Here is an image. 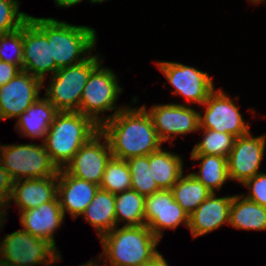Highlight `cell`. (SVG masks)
Wrapping results in <instances>:
<instances>
[{"label":"cell","instance_id":"6da1fadb","mask_svg":"<svg viewBox=\"0 0 266 266\" xmlns=\"http://www.w3.org/2000/svg\"><path fill=\"white\" fill-rule=\"evenodd\" d=\"M100 132L108 140L112 157L122 160L149 155L162 145L146 106L125 107L104 122Z\"/></svg>","mask_w":266,"mask_h":266},{"label":"cell","instance_id":"7a4b0ae2","mask_svg":"<svg viewBox=\"0 0 266 266\" xmlns=\"http://www.w3.org/2000/svg\"><path fill=\"white\" fill-rule=\"evenodd\" d=\"M29 20L51 42V58L58 69L79 64L91 56L97 39L95 29L71 25L54 18L30 16Z\"/></svg>","mask_w":266,"mask_h":266},{"label":"cell","instance_id":"3957f363","mask_svg":"<svg viewBox=\"0 0 266 266\" xmlns=\"http://www.w3.org/2000/svg\"><path fill=\"white\" fill-rule=\"evenodd\" d=\"M99 131L100 126L80 112H58L43 144L57 169H64L81 146Z\"/></svg>","mask_w":266,"mask_h":266},{"label":"cell","instance_id":"277c9868","mask_svg":"<svg viewBox=\"0 0 266 266\" xmlns=\"http://www.w3.org/2000/svg\"><path fill=\"white\" fill-rule=\"evenodd\" d=\"M103 252L110 266H144L157 253L159 239L146 226L114 227L100 238ZM105 254V255H104Z\"/></svg>","mask_w":266,"mask_h":266},{"label":"cell","instance_id":"5b68a950","mask_svg":"<svg viewBox=\"0 0 266 266\" xmlns=\"http://www.w3.org/2000/svg\"><path fill=\"white\" fill-rule=\"evenodd\" d=\"M101 62L98 55L91 54L79 64L58 69L50 77L45 97L58 112H77L88 78Z\"/></svg>","mask_w":266,"mask_h":266},{"label":"cell","instance_id":"8992f818","mask_svg":"<svg viewBox=\"0 0 266 266\" xmlns=\"http://www.w3.org/2000/svg\"><path fill=\"white\" fill-rule=\"evenodd\" d=\"M101 65L102 62L91 72L83 89L77 111L92 119L98 126L125 108H119L115 105L118 95L122 92L116 75L112 70ZM112 110H115L113 114L100 118V112Z\"/></svg>","mask_w":266,"mask_h":266},{"label":"cell","instance_id":"52a82bcc","mask_svg":"<svg viewBox=\"0 0 266 266\" xmlns=\"http://www.w3.org/2000/svg\"><path fill=\"white\" fill-rule=\"evenodd\" d=\"M0 163L14 181L58 176L44 144L0 145Z\"/></svg>","mask_w":266,"mask_h":266},{"label":"cell","instance_id":"ba28073f","mask_svg":"<svg viewBox=\"0 0 266 266\" xmlns=\"http://www.w3.org/2000/svg\"><path fill=\"white\" fill-rule=\"evenodd\" d=\"M53 243L20 229L8 234L0 244V257L13 266H33L60 261L61 255Z\"/></svg>","mask_w":266,"mask_h":266},{"label":"cell","instance_id":"9c48e42d","mask_svg":"<svg viewBox=\"0 0 266 266\" xmlns=\"http://www.w3.org/2000/svg\"><path fill=\"white\" fill-rule=\"evenodd\" d=\"M206 110L199 113V128L216 130L241 137L250 132L238 107L223 91L214 90L202 104Z\"/></svg>","mask_w":266,"mask_h":266},{"label":"cell","instance_id":"30bf717a","mask_svg":"<svg viewBox=\"0 0 266 266\" xmlns=\"http://www.w3.org/2000/svg\"><path fill=\"white\" fill-rule=\"evenodd\" d=\"M156 64L175 88L174 94L184 96L188 103L196 102L202 105L215 90L212 78L207 72L177 62L160 61Z\"/></svg>","mask_w":266,"mask_h":266},{"label":"cell","instance_id":"8fae6325","mask_svg":"<svg viewBox=\"0 0 266 266\" xmlns=\"http://www.w3.org/2000/svg\"><path fill=\"white\" fill-rule=\"evenodd\" d=\"M104 139V143L100 141ZM112 153L107 138L99 131L73 156L64 170L77 178L100 185Z\"/></svg>","mask_w":266,"mask_h":266},{"label":"cell","instance_id":"7c38bea8","mask_svg":"<svg viewBox=\"0 0 266 266\" xmlns=\"http://www.w3.org/2000/svg\"><path fill=\"white\" fill-rule=\"evenodd\" d=\"M144 205L145 225L159 240L164 229H176L181 223L189 225V215L174 200L170 189L145 196Z\"/></svg>","mask_w":266,"mask_h":266},{"label":"cell","instance_id":"4fadbf2b","mask_svg":"<svg viewBox=\"0 0 266 266\" xmlns=\"http://www.w3.org/2000/svg\"><path fill=\"white\" fill-rule=\"evenodd\" d=\"M161 142L199 129V113L185 104L154 105L147 111Z\"/></svg>","mask_w":266,"mask_h":266},{"label":"cell","instance_id":"5bb4252c","mask_svg":"<svg viewBox=\"0 0 266 266\" xmlns=\"http://www.w3.org/2000/svg\"><path fill=\"white\" fill-rule=\"evenodd\" d=\"M42 87L40 79L24 71L0 86V120L18 118L39 98Z\"/></svg>","mask_w":266,"mask_h":266},{"label":"cell","instance_id":"9a60e30c","mask_svg":"<svg viewBox=\"0 0 266 266\" xmlns=\"http://www.w3.org/2000/svg\"><path fill=\"white\" fill-rule=\"evenodd\" d=\"M266 136H251V133L237 137L228 158L230 180L243 184L246 180L260 173L259 166L264 156Z\"/></svg>","mask_w":266,"mask_h":266},{"label":"cell","instance_id":"2e32d148","mask_svg":"<svg viewBox=\"0 0 266 266\" xmlns=\"http://www.w3.org/2000/svg\"><path fill=\"white\" fill-rule=\"evenodd\" d=\"M58 70L51 58V42L28 20L23 25V62L22 71L40 79L43 84L47 72L52 75Z\"/></svg>","mask_w":266,"mask_h":266},{"label":"cell","instance_id":"e0dca14e","mask_svg":"<svg viewBox=\"0 0 266 266\" xmlns=\"http://www.w3.org/2000/svg\"><path fill=\"white\" fill-rule=\"evenodd\" d=\"M57 197L63 214L70 213L74 219L80 216L91 203L99 185L58 170Z\"/></svg>","mask_w":266,"mask_h":266},{"label":"cell","instance_id":"ac0fdd59","mask_svg":"<svg viewBox=\"0 0 266 266\" xmlns=\"http://www.w3.org/2000/svg\"><path fill=\"white\" fill-rule=\"evenodd\" d=\"M232 197H216L214 192L198 206L189 216L188 228L193 238L216 230L225 223L229 224Z\"/></svg>","mask_w":266,"mask_h":266},{"label":"cell","instance_id":"d6986e66","mask_svg":"<svg viewBox=\"0 0 266 266\" xmlns=\"http://www.w3.org/2000/svg\"><path fill=\"white\" fill-rule=\"evenodd\" d=\"M20 213V222L24 231L55 245L53 233L61 226L65 217L57 196L52 201L37 208L21 211Z\"/></svg>","mask_w":266,"mask_h":266},{"label":"cell","instance_id":"ffe728a7","mask_svg":"<svg viewBox=\"0 0 266 266\" xmlns=\"http://www.w3.org/2000/svg\"><path fill=\"white\" fill-rule=\"evenodd\" d=\"M57 182L58 176L14 181L9 204L14 199L20 212L37 208L57 196Z\"/></svg>","mask_w":266,"mask_h":266},{"label":"cell","instance_id":"44dd1931","mask_svg":"<svg viewBox=\"0 0 266 266\" xmlns=\"http://www.w3.org/2000/svg\"><path fill=\"white\" fill-rule=\"evenodd\" d=\"M57 113L46 97H39L18 117L15 127L23 136L44 138Z\"/></svg>","mask_w":266,"mask_h":266},{"label":"cell","instance_id":"7402d4cb","mask_svg":"<svg viewBox=\"0 0 266 266\" xmlns=\"http://www.w3.org/2000/svg\"><path fill=\"white\" fill-rule=\"evenodd\" d=\"M81 215L98 231L100 239L116 227L115 195L99 188Z\"/></svg>","mask_w":266,"mask_h":266},{"label":"cell","instance_id":"603a6c76","mask_svg":"<svg viewBox=\"0 0 266 266\" xmlns=\"http://www.w3.org/2000/svg\"><path fill=\"white\" fill-rule=\"evenodd\" d=\"M229 225L243 230H266V207L243 195H233Z\"/></svg>","mask_w":266,"mask_h":266},{"label":"cell","instance_id":"cb8c5ba5","mask_svg":"<svg viewBox=\"0 0 266 266\" xmlns=\"http://www.w3.org/2000/svg\"><path fill=\"white\" fill-rule=\"evenodd\" d=\"M149 171L160 189H171L184 172L183 161L161 147L149 154Z\"/></svg>","mask_w":266,"mask_h":266},{"label":"cell","instance_id":"d4e9b609","mask_svg":"<svg viewBox=\"0 0 266 266\" xmlns=\"http://www.w3.org/2000/svg\"><path fill=\"white\" fill-rule=\"evenodd\" d=\"M170 190L174 200L189 216L212 193L191 173L187 176L182 174Z\"/></svg>","mask_w":266,"mask_h":266},{"label":"cell","instance_id":"484cf974","mask_svg":"<svg viewBox=\"0 0 266 266\" xmlns=\"http://www.w3.org/2000/svg\"><path fill=\"white\" fill-rule=\"evenodd\" d=\"M191 159L201 160L199 173H191L212 193L228 180L227 158L218 155L191 154Z\"/></svg>","mask_w":266,"mask_h":266},{"label":"cell","instance_id":"4316f807","mask_svg":"<svg viewBox=\"0 0 266 266\" xmlns=\"http://www.w3.org/2000/svg\"><path fill=\"white\" fill-rule=\"evenodd\" d=\"M145 196L133 189L125 190L115 195L116 226L121 221L124 226L145 225L144 207Z\"/></svg>","mask_w":266,"mask_h":266},{"label":"cell","instance_id":"83f0119b","mask_svg":"<svg viewBox=\"0 0 266 266\" xmlns=\"http://www.w3.org/2000/svg\"><path fill=\"white\" fill-rule=\"evenodd\" d=\"M99 186L114 195L131 189V174L126 160L111 157Z\"/></svg>","mask_w":266,"mask_h":266},{"label":"cell","instance_id":"f1b7e54d","mask_svg":"<svg viewBox=\"0 0 266 266\" xmlns=\"http://www.w3.org/2000/svg\"><path fill=\"white\" fill-rule=\"evenodd\" d=\"M126 162L131 174V189L144 196L161 190L149 171V155L132 157Z\"/></svg>","mask_w":266,"mask_h":266},{"label":"cell","instance_id":"f546056e","mask_svg":"<svg viewBox=\"0 0 266 266\" xmlns=\"http://www.w3.org/2000/svg\"><path fill=\"white\" fill-rule=\"evenodd\" d=\"M202 141L193 147L191 154L218 155L228 158L237 137L232 134L204 129Z\"/></svg>","mask_w":266,"mask_h":266},{"label":"cell","instance_id":"4dcf8cb0","mask_svg":"<svg viewBox=\"0 0 266 266\" xmlns=\"http://www.w3.org/2000/svg\"><path fill=\"white\" fill-rule=\"evenodd\" d=\"M18 10L17 0H0V34L14 32L29 20L30 15Z\"/></svg>","mask_w":266,"mask_h":266},{"label":"cell","instance_id":"1f68e13d","mask_svg":"<svg viewBox=\"0 0 266 266\" xmlns=\"http://www.w3.org/2000/svg\"><path fill=\"white\" fill-rule=\"evenodd\" d=\"M10 45L14 52V58L6 54ZM0 61L16 65L22 71L23 26L14 32L0 34Z\"/></svg>","mask_w":266,"mask_h":266},{"label":"cell","instance_id":"d6a6232c","mask_svg":"<svg viewBox=\"0 0 266 266\" xmlns=\"http://www.w3.org/2000/svg\"><path fill=\"white\" fill-rule=\"evenodd\" d=\"M243 185L249 188L246 198L266 207V173H257L254 177L246 180Z\"/></svg>","mask_w":266,"mask_h":266},{"label":"cell","instance_id":"836d02e7","mask_svg":"<svg viewBox=\"0 0 266 266\" xmlns=\"http://www.w3.org/2000/svg\"><path fill=\"white\" fill-rule=\"evenodd\" d=\"M13 180L10 178L8 172L0 163V205L9 207L10 196L12 193Z\"/></svg>","mask_w":266,"mask_h":266},{"label":"cell","instance_id":"e575fe53","mask_svg":"<svg viewBox=\"0 0 266 266\" xmlns=\"http://www.w3.org/2000/svg\"><path fill=\"white\" fill-rule=\"evenodd\" d=\"M21 70L7 62L0 61V86L12 80Z\"/></svg>","mask_w":266,"mask_h":266},{"label":"cell","instance_id":"d590c367","mask_svg":"<svg viewBox=\"0 0 266 266\" xmlns=\"http://www.w3.org/2000/svg\"><path fill=\"white\" fill-rule=\"evenodd\" d=\"M144 266H169L165 258L158 252L147 264Z\"/></svg>","mask_w":266,"mask_h":266},{"label":"cell","instance_id":"8d00e7d4","mask_svg":"<svg viewBox=\"0 0 266 266\" xmlns=\"http://www.w3.org/2000/svg\"><path fill=\"white\" fill-rule=\"evenodd\" d=\"M59 7H70L76 5L83 0H54Z\"/></svg>","mask_w":266,"mask_h":266},{"label":"cell","instance_id":"74e56055","mask_svg":"<svg viewBox=\"0 0 266 266\" xmlns=\"http://www.w3.org/2000/svg\"><path fill=\"white\" fill-rule=\"evenodd\" d=\"M97 262L98 261H96V260H94V262H93V260H90L89 262H87L83 265H80V266H99V264L98 265L96 264Z\"/></svg>","mask_w":266,"mask_h":266},{"label":"cell","instance_id":"f35d334b","mask_svg":"<svg viewBox=\"0 0 266 266\" xmlns=\"http://www.w3.org/2000/svg\"><path fill=\"white\" fill-rule=\"evenodd\" d=\"M0 266H13V265L10 262H8V261H6L0 257Z\"/></svg>","mask_w":266,"mask_h":266},{"label":"cell","instance_id":"ab89813d","mask_svg":"<svg viewBox=\"0 0 266 266\" xmlns=\"http://www.w3.org/2000/svg\"><path fill=\"white\" fill-rule=\"evenodd\" d=\"M4 215H6V214H0V227H2L3 226V220L5 219V216Z\"/></svg>","mask_w":266,"mask_h":266},{"label":"cell","instance_id":"60d3db41","mask_svg":"<svg viewBox=\"0 0 266 266\" xmlns=\"http://www.w3.org/2000/svg\"><path fill=\"white\" fill-rule=\"evenodd\" d=\"M92 3H101L107 0H90Z\"/></svg>","mask_w":266,"mask_h":266},{"label":"cell","instance_id":"b9f144b4","mask_svg":"<svg viewBox=\"0 0 266 266\" xmlns=\"http://www.w3.org/2000/svg\"><path fill=\"white\" fill-rule=\"evenodd\" d=\"M251 2H253V3H259V2H263V1H265V0H250Z\"/></svg>","mask_w":266,"mask_h":266},{"label":"cell","instance_id":"7bdbcfd3","mask_svg":"<svg viewBox=\"0 0 266 266\" xmlns=\"http://www.w3.org/2000/svg\"><path fill=\"white\" fill-rule=\"evenodd\" d=\"M3 209V210H2ZM4 208L0 205V214H4Z\"/></svg>","mask_w":266,"mask_h":266}]
</instances>
